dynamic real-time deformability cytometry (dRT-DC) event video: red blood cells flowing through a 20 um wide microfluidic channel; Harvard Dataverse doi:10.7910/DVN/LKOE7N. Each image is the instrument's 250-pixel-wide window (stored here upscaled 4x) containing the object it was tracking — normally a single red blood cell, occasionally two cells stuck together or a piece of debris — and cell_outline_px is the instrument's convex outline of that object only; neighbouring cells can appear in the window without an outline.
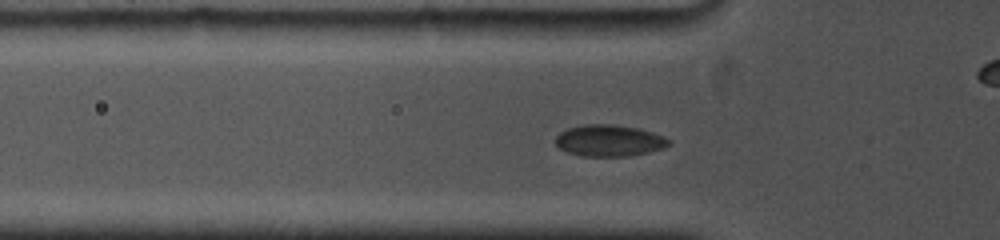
{"species": "common noctule bat (a hibernating species)", "species_latin": "Nyctalus noctula", "temperature_condition": "cold", "stored_images_in_passage": 72, "camera_frame_rate_fps": 5000, "um_per_image_px": 0.085, "animal": {"sex": "female", "body_mass_g": 19.0, "forearm_length_mm": 53.3}, "frame": {"image": 1, "passage_image": 2, "time_ms": 0.2, "image_size_px": [1000, 240], "cell_outline_px": [[672, 144], [664, 148], [648, 152], [628, 156], [580, 156], [568, 152], [560, 148], [556, 144], [556, 136], [560, 132], [568, 128], [584, 124], [612, 124], [640, 128], [664, 136], [672, 140]], "centroid_in_image_um": [51.82, 11.94], "position_along_channel_um": 74.0, "area_um2": 20.98}}
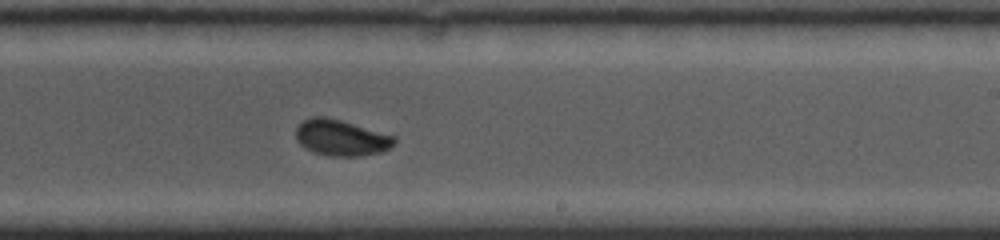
{"frame": {"image": 2, "passage_image": 43, "time_ms": 5.2, "image_size_px": [1000, 240], "cell_outline_px": [[396, 144], [380, 152], [360, 156], [332, 156], [312, 152], [300, 144], [296, 140], [296, 128], [304, 120], [312, 116], [324, 116], [340, 120], [396, 136]], "centroid_in_image_um": [29.0, 11.71], "position_along_channel_um": 260.0, "area_um2": 20.63}}
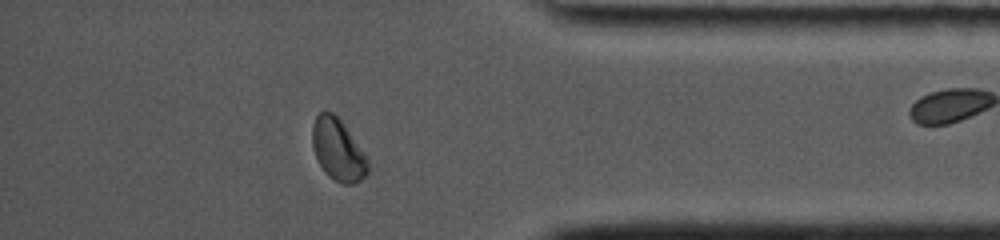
{"frame": {"image": 3, "passage_image": 61, "time_ms": 9.4, "image_size_px": [1000, 240], "cell_outline_px": [[368, 172], [360, 180], [352, 184], [344, 184], [328, 176], [324, 172], [316, 156], [312, 144], [312, 128], [316, 116], [320, 112], [332, 112], [340, 120], [368, 156]], "centroid_in_image_um": [28.74, 12.74], "position_along_channel_um": 406.5, "area_um2": 19.83}, "authors_computed_cell_mechanics": {"area_um2": 20.9814, "velocity_mm_per_s": 3.7195, "shape_relaxation_time_tau1_ms": 7.3452, "shape_relaxation_time_tau2_ms": null, "deformation_change_tau1": 0.1355, "deformation_change_tau2": null}}